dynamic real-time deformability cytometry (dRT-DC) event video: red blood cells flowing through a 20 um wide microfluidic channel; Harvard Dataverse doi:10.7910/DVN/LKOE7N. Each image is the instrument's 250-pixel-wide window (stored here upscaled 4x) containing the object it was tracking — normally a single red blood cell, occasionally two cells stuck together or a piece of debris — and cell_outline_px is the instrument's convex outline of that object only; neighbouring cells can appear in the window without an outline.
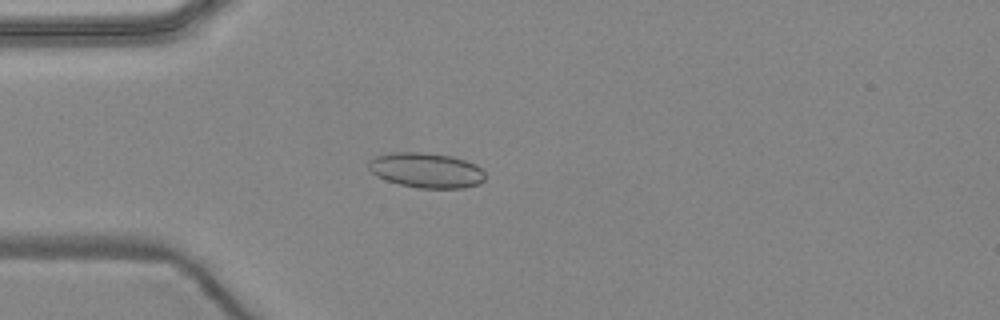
{"species": "common noctule bat (a hibernating species)", "species_latin": "Nyctalus noctula", "temperature_condition": "warm", "stored_images_in_passage": 4, "camera_frame_rate_fps": 3000, "um_per_image_px": 0.085, "animal": {"sex": "female", "body_mass_g": 24.6, "forearm_length_mm": 56.2}, "frame": {"image": 1, "passage_image": 4, "time_ms": 3.333, "image_size_px": [1000, 320], "cell_outline_px": [[484, 180], [480, 184], [464, 188], [416, 188], [384, 180], [376, 176], [368, 168], [368, 164], [376, 156], [392, 152], [420, 152], [452, 156], [476, 164], [484, 172]], "centroid_in_image_um": [36.24, 14.48], "position_along_channel_um": 48.8, "area_um2": 23.87}}